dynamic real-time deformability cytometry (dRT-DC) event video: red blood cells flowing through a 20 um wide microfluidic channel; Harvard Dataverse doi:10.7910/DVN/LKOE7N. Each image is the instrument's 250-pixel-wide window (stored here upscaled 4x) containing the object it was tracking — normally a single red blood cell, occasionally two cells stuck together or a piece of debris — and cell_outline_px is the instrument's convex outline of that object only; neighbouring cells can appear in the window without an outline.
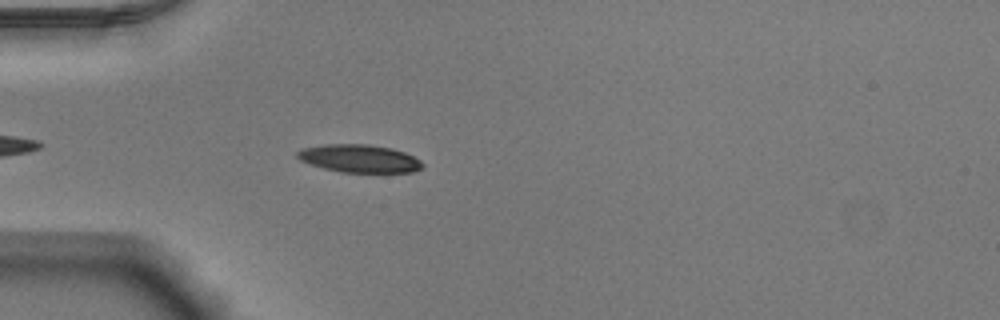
{"species": "Egyptian fruit bat (a non-hibernating species)", "species_latin": "Rousettus aegyptiacus", "temperature_condition": "warm", "stored_images_in_passage": 24, "camera_frame_rate_fps": 3000, "um_per_image_px": 0.085, "animal": {"sex": "male"}, "frame": {"image": 1, "passage_image": 5, "time_ms": 1.333, "image_size_px": [1000, 320], "cell_outline_px": [[424, 164], [420, 168], [412, 172], [340, 172], [324, 168], [300, 160], [296, 156], [296, 152], [304, 148], [324, 144], [368, 144], [392, 148], [404, 152], [420, 160]], "centroid_in_image_um": [30.54, 13.47], "position_along_channel_um": 54.5, "area_um2": 20.17}}
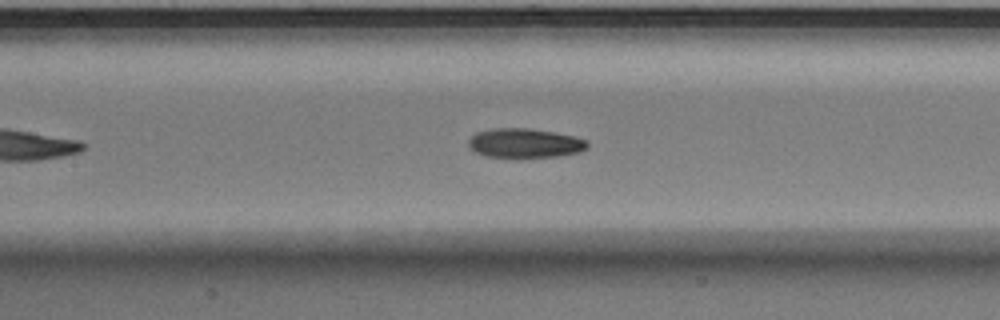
{"frame": {"image": 2, "passage_image": 14, "time_ms": 4.333, "image_size_px": [1000, 320], "cell_outline_px": [[588, 148], [580, 152], [560, 156], [488, 156], [476, 152], [468, 144], [468, 140], [476, 132], [492, 128], [528, 128], [556, 132], [588, 140]], "centroid_in_image_um": [44.65, 12.14], "position_along_channel_um": 162.8, "area_um2": 20.06}}
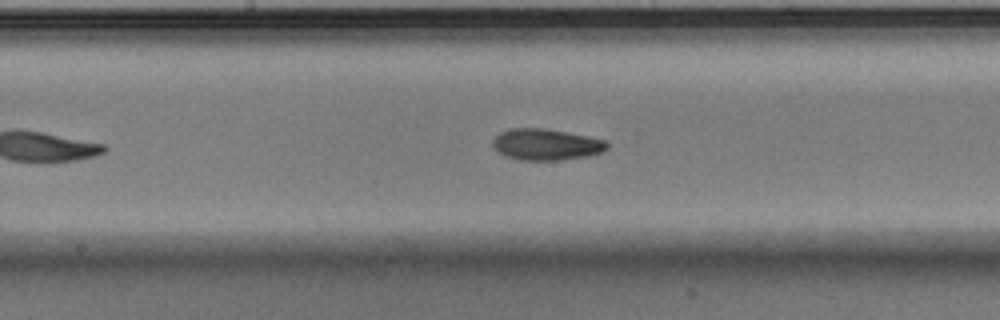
{"frame": {"image": 3, "passage_image": 17, "time_ms": 5.333, "image_size_px": [1000, 320], "cell_outline_px": [[608, 148], [600, 152], [588, 156], [560, 160], [520, 160], [504, 156], [496, 152], [492, 144], [492, 140], [500, 132], [512, 128], [544, 128], [588, 136], [604, 140], [608, 144]], "centroid_in_image_um": [46.37, 12.28], "position_along_channel_um": 201.8, "area_um2": 20.92}}